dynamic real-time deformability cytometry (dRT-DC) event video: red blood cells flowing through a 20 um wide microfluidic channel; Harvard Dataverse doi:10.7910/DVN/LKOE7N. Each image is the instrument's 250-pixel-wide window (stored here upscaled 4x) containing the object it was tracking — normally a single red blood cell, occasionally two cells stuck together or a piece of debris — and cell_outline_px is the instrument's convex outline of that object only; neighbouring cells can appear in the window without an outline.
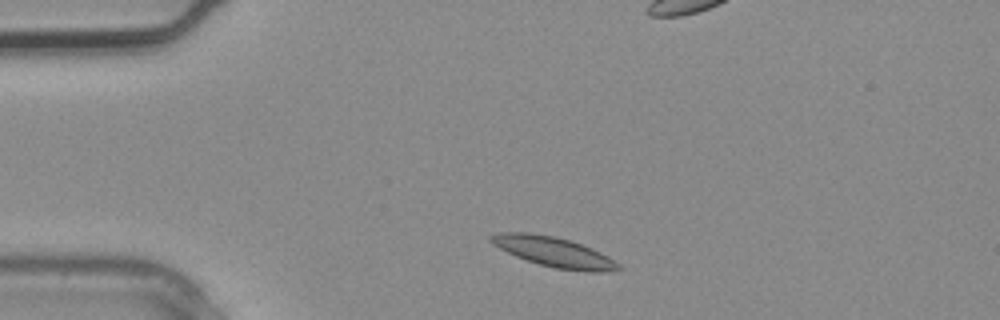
{"species": "common noctule bat (a hibernating species)", "species_latin": "Nyctalus noctula", "temperature_condition": "warm", "stored_images_in_passage": 3, "camera_frame_rate_fps": 3000, "um_per_image_px": 0.085, "animal": {"sex": "male", "body_mass_g": 20.4}, "frame": {"image": 1, "passage_image": 3, "time_ms": 0.667, "image_size_px": [1000, 320], "cell_outline_px": [[624, 268], [608, 272], [588, 272], [556, 268], [540, 264], [516, 256], [492, 244], [488, 240], [488, 236], [500, 232], [528, 232], [556, 236], [592, 248], [608, 256], [620, 264]], "centroid_in_image_um": [47.1, 21.41], "position_along_channel_um": 37.9, "area_um2": 22.25}}